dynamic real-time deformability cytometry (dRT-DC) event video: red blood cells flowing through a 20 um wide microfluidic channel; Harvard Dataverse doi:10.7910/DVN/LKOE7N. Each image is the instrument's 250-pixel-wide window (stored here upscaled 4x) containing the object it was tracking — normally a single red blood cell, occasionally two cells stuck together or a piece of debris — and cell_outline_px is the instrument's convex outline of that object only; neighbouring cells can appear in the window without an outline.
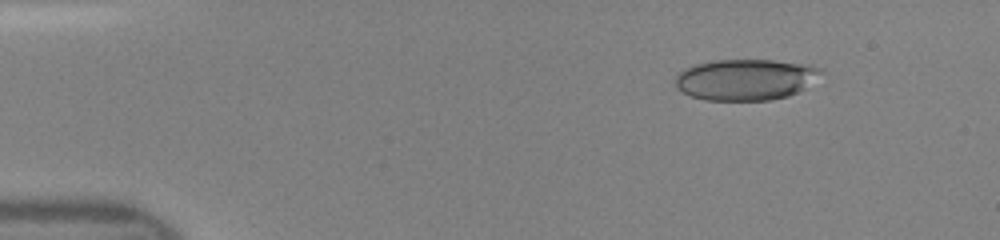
{"species": "human", "species_latin": "Homo sapiens", "temperature_condition": "room temperature", "stored_images_in_passage": 47, "camera_frame_rate_fps": 3000, "um_per_image_px": 0.085, "donor": {"sex": "female"}, "frame": {"image": 1, "passage_image": 6, "time_ms": 1.667, "image_size_px": [1000, 240], "cell_outline_px": [[824, 72], [804, 88], [788, 96], [772, 100], [704, 100], [692, 96], [676, 88], [676, 76], [684, 68], [696, 64], [712, 60], [772, 60], [812, 64], [824, 68]], "centroid_in_image_um": [63.41, 6.75], "position_along_channel_um": 21.6, "area_um2": 35.08}}
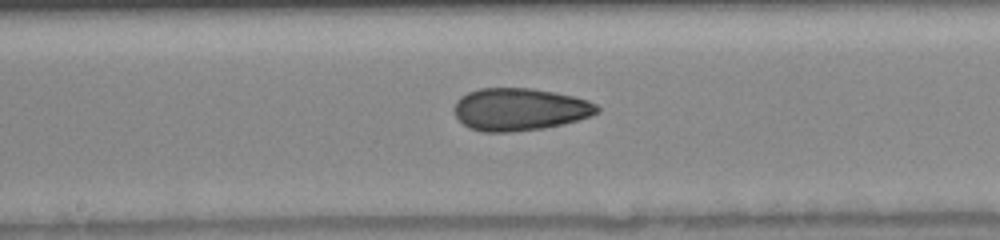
{"frame": {"image": 2, "passage_image": 25, "time_ms": 8.0, "image_size_px": [1000, 240], "cell_outline_px": [[600, 112], [592, 116], [564, 124], [544, 128], [508, 132], [484, 132], [468, 128], [452, 112], [452, 108], [456, 100], [460, 96], [468, 92], [480, 88], [532, 88], [556, 92], [588, 100], [596, 104], [600, 108]], "centroid_in_image_um": [44.16, 9.29], "position_along_channel_um": 204.0, "area_um2": 35.78}}
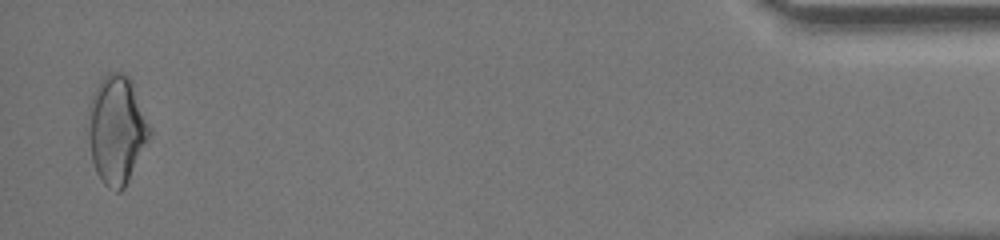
{"frame": {"image": 3, "passage_image": 46, "time_ms": 15.0, "image_size_px": [1000, 240], "cell_outline_px": [[152, 132], [124, 188], [120, 192], [116, 192], [108, 188], [104, 184], [96, 172], [92, 160], [84, 128], [88, 108], [92, 96], [100, 80], [108, 72], [124, 72], [132, 80], [152, 128]], "centroid_in_image_um": [9.88, 11.0], "position_along_channel_um": 425.3, "area_um2": 39.59}}